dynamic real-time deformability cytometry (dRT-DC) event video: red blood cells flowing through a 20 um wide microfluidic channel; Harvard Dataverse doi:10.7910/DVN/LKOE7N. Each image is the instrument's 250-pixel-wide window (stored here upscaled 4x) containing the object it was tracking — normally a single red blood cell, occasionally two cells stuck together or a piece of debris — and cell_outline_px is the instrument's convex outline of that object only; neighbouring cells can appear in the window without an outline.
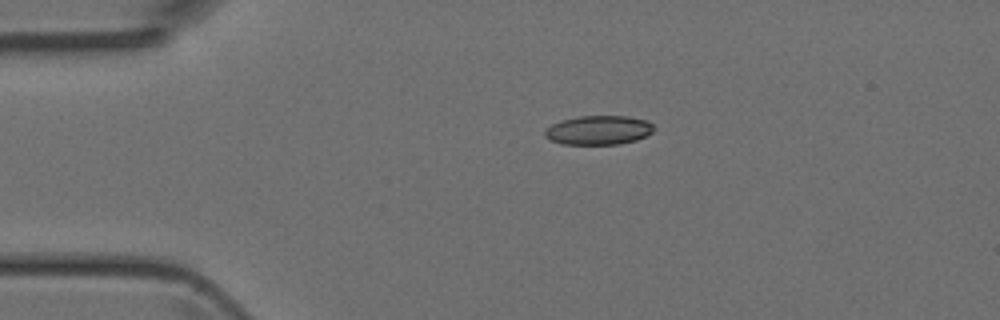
{"species": "Egyptian fruit bat (a non-hibernating species)", "species_latin": "Rousettus aegyptiacus", "temperature_condition": "room temperature", "stored_images_in_passage": 14, "camera_frame_rate_fps": 3000, "um_per_image_px": 0.085, "animal": {"sex": "female"}, "frame": {"image": 1, "passage_image": 1, "time_ms": 0.0, "image_size_px": [1000, 320], "cell_outline_px": [[656, 128], [652, 132], [636, 140], [620, 144], [560, 144], [544, 136], [544, 132], [552, 124], [560, 120], [576, 116], [628, 116], [648, 120]], "centroid_in_image_um": [50.89, 11.05], "position_along_channel_um": 34.1, "area_um2": 18.61}}
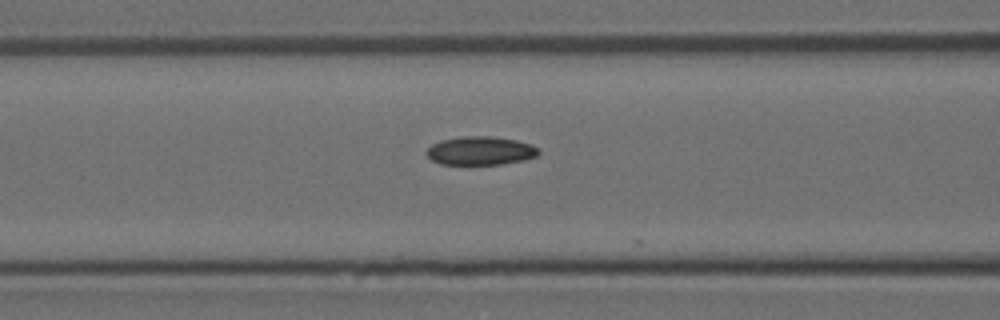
{"frame": {"image": 2, "passage_image": 10, "time_ms": 3.0, "image_size_px": [1000, 320], "cell_outline_px": [[540, 152], [536, 156], [524, 160], [500, 164], [440, 164], [432, 160], [424, 152], [432, 144], [440, 140], [460, 136], [492, 136], [516, 140], [532, 144], [540, 148]], "centroid_in_image_um": [40.84, 12.8], "position_along_channel_um": 125.8, "area_um2": 18.79}}
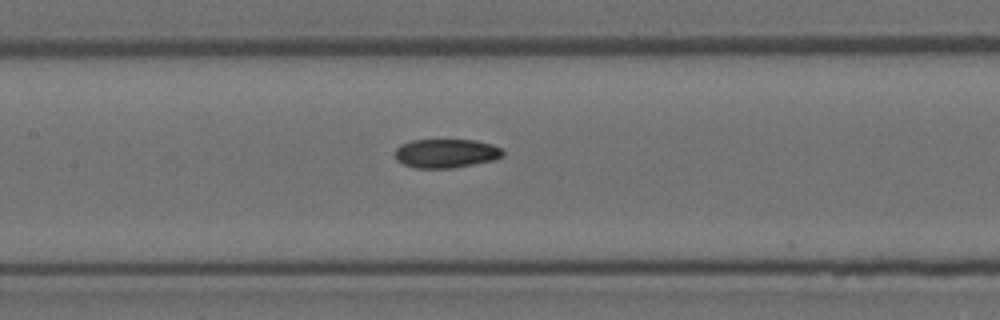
{"frame": {"image": 3, "passage_image": 13, "time_ms": 4.0, "image_size_px": [1000, 320], "cell_outline_px": [[504, 156], [492, 160], [452, 168], [416, 168], [404, 164], [396, 160], [396, 148], [400, 144], [412, 140], [476, 140], [492, 144], [500, 148], [504, 152]], "centroid_in_image_um": [37.91, 13.03], "position_along_channel_um": 169.5, "area_um2": 18.09}}